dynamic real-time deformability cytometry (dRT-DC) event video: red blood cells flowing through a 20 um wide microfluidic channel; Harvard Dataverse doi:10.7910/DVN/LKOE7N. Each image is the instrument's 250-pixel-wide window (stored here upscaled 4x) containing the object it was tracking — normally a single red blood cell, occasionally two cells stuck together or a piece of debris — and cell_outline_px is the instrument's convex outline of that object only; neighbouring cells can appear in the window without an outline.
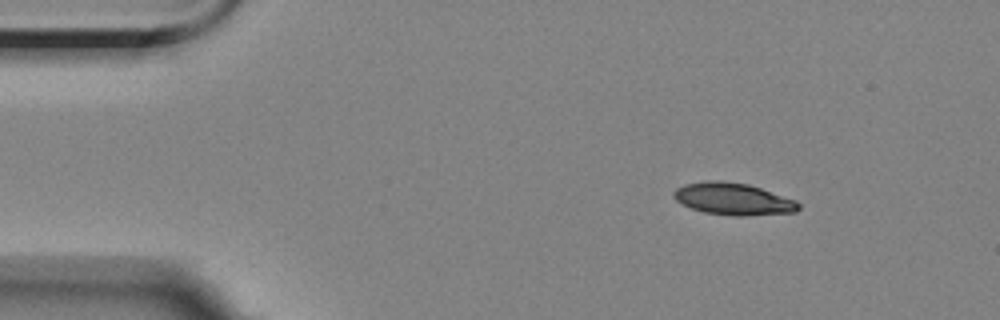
{"species": "Egyptian fruit bat (a non-hibernating species)", "species_latin": "Rousettus aegyptiacus", "temperature_condition": "room temperature", "stored_images_in_passage": 14, "camera_frame_rate_fps": 3000, "um_per_image_px": 0.085, "animal": {"sex": "female"}, "frame": {"image": 1, "passage_image": 2, "time_ms": 1.333, "image_size_px": [1000, 320], "cell_outline_px": [[800, 208], [796, 212], [748, 216], [732, 216], [704, 212], [692, 208], [676, 200], [672, 196], [672, 192], [676, 188], [684, 184], [708, 180], [720, 180], [748, 184], [796, 200], [800, 204]], "centroid_in_image_um": [62.32, 16.91], "position_along_channel_um": 22.7, "area_um2": 23.41}}
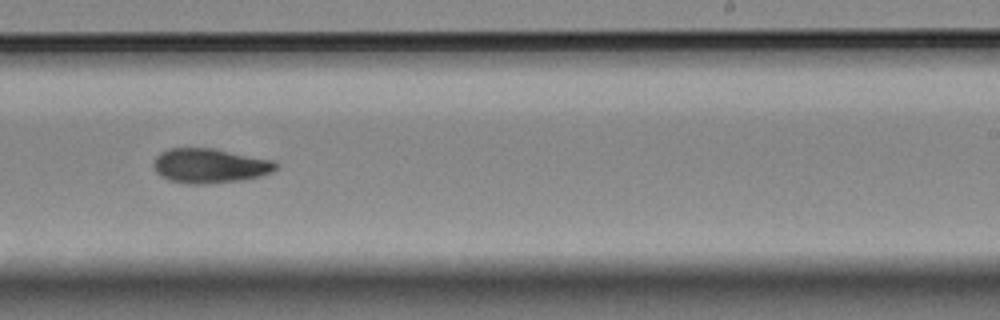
{"frame": {"image": 2, "passage_image": 9, "time_ms": 10.333, "image_size_px": [1000, 320], "cell_outline_px": [[276, 168], [272, 172], [260, 176], [244, 180], [204, 184], [188, 184], [168, 180], [160, 176], [156, 172], [152, 164], [156, 156], [160, 152], [168, 148], [212, 148], [272, 160], [276, 164]], "centroid_in_image_um": [17.78, 14.09], "position_along_channel_um": 271.2, "area_um2": 24.68}}
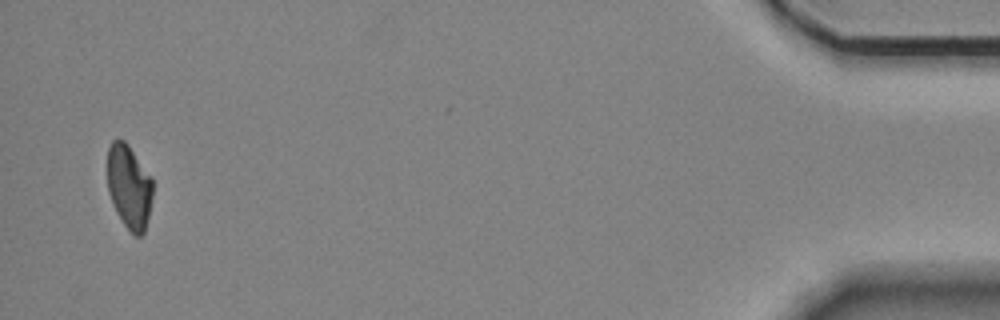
{"frame": {"image": 3, "passage_image": 14, "time_ms": 17.0, "image_size_px": [1000, 320], "cell_outline_px": [[152, 196], [148, 216], [144, 232], [140, 236], [136, 236], [124, 224], [116, 212], [108, 192], [108, 148], [112, 140], [124, 140], [152, 180]], "centroid_in_image_um": [10.95, 15.89], "position_along_channel_um": 424.2, "area_um2": 21.56}, "authors_computed_cell_mechanics": {"area_um2": 23.8425, "velocity_mm_per_s": 3.5516, "shape_relaxation_time_tau1_ms": 3.9571, "shape_relaxation_time_tau2_ms": 3.611, "deformation_change_tau1": 0.1173, "deformation_change_tau2": 0.0829}}